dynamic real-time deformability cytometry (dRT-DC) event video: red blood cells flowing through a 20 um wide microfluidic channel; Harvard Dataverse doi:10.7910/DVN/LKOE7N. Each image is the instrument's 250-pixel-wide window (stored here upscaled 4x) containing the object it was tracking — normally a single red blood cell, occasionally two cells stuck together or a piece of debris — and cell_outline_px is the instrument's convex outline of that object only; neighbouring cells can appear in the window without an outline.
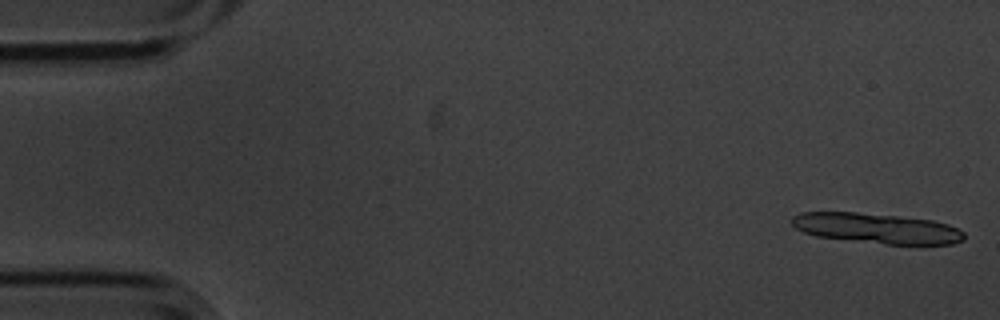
{"species": "common noctule bat (a hibernating species)", "species_latin": "Nyctalus noctula", "temperature_condition": "cold", "stored_images_in_passage": 13, "camera_frame_rate_fps": 3000, "um_per_image_px": 0.085, "animal": {"sex": "male", "body_mass_g": 20.1, "forearm_length_mm": 53.5}, "frame": {"image": 1, "passage_image": 1, "time_ms": 0.0, "image_size_px": [1000, 320], "cell_outline_px": [[964, 240], [952, 244], [884, 244], [816, 236], [804, 232], [796, 228], [792, 224], [792, 216], [800, 212], [856, 212], [896, 216], [932, 220], [948, 224], [964, 232]], "centroid_in_image_um": [74.52, 19.4], "position_along_channel_um": 10.5, "area_um2": 30.17}}